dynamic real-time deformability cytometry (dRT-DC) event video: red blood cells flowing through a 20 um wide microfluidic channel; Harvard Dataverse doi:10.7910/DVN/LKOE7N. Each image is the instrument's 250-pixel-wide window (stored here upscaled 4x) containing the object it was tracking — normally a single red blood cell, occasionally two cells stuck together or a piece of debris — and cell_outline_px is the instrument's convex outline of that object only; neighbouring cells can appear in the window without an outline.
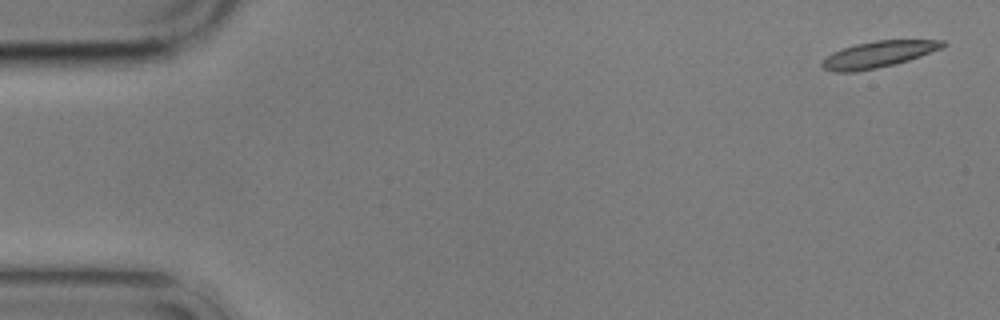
{"species": "common noctule bat (a hibernating species)", "species_latin": "Nyctalus noctula", "temperature_condition": "cold", "stored_images_in_passage": 5, "camera_frame_rate_fps": 3000, "um_per_image_px": 0.085, "animal": {"sex": "male", "body_mass_g": 17.9}, "frame": {"image": 1, "passage_image": 1, "time_ms": 0.0, "image_size_px": [1000, 320], "cell_outline_px": [[948, 44], [940, 48], [920, 56], [896, 64], [856, 72], [836, 72], [824, 68], [820, 64], [832, 52], [856, 44], [876, 40], [944, 40]], "centroid_in_image_um": [74.66, 4.62], "position_along_channel_um": 10.3, "area_um2": 18.32}}
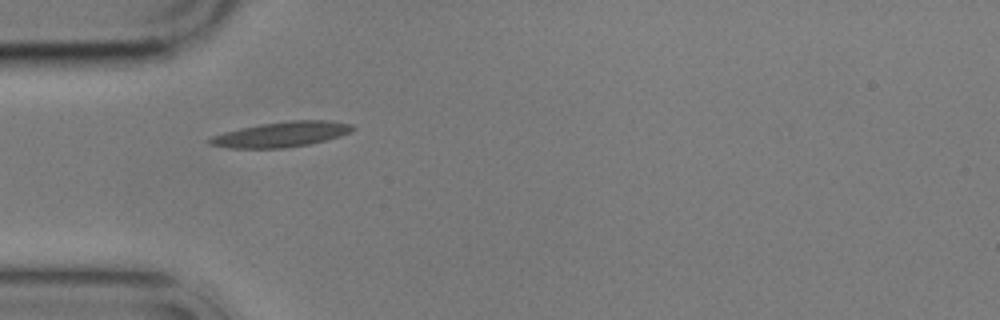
{"frame": {"image": 2, "passage_image": 5, "time_ms": 5.0, "image_size_px": [1000, 320], "cell_outline_px": [[356, 128], [352, 132], [340, 136], [308, 144], [284, 148], [228, 148], [208, 144], [208, 140], [212, 136], [224, 132], [240, 128], [260, 124], [292, 120], [324, 120], [352, 124]], "centroid_in_image_um": [23.91, 11.42], "position_along_channel_um": 61.1, "area_um2": 20.92}}